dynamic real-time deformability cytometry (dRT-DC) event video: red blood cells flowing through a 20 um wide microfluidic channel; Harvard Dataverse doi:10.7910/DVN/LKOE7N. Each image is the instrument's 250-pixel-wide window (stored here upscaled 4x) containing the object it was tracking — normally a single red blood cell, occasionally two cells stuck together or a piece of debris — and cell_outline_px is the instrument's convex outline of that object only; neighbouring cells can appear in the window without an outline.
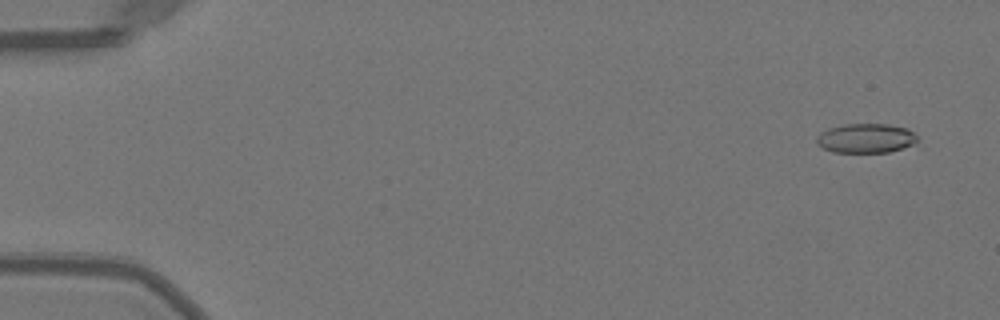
{"species": "Egyptian fruit bat (a non-hibernating species)", "species_latin": "Rousettus aegyptiacus", "temperature_condition": "warm", "stored_images_in_passage": 19, "camera_frame_rate_fps": 3000, "um_per_image_px": 0.085, "animal": {"sex": "female"}, "frame": {"image": 1, "passage_image": 3, "time_ms": 0.667, "image_size_px": [1000, 320], "cell_outline_px": [[920, 140], [912, 144], [888, 152], [832, 152], [816, 144], [816, 136], [820, 132], [828, 128], [844, 124], [888, 124], [908, 128], [920, 136]], "centroid_in_image_um": [73.61, 11.74], "position_along_channel_um": 11.4, "area_um2": 17.46}}
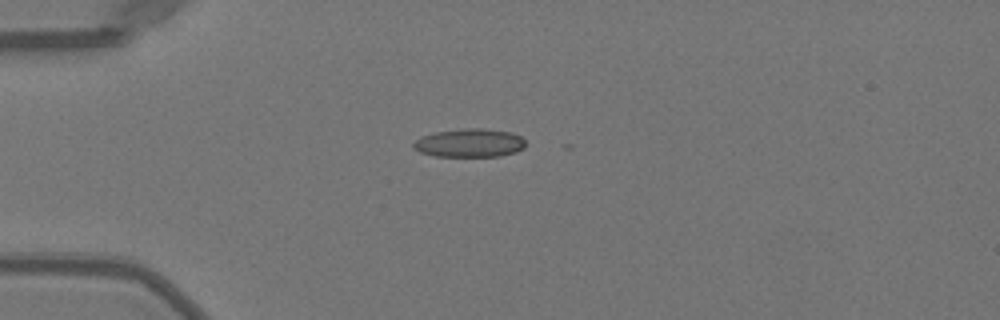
{"frame": {"image": 2, "passage_image": 14, "time_ms": 4.333, "image_size_px": [1000, 320], "cell_outline_px": [[524, 148], [516, 152], [500, 156], [436, 156], [420, 152], [412, 148], [412, 144], [420, 136], [436, 132], [460, 128], [484, 128], [512, 132], [520, 136], [524, 140]], "centroid_in_image_um": [39.9, 12.14], "position_along_channel_um": 45.1, "area_um2": 18.73}}
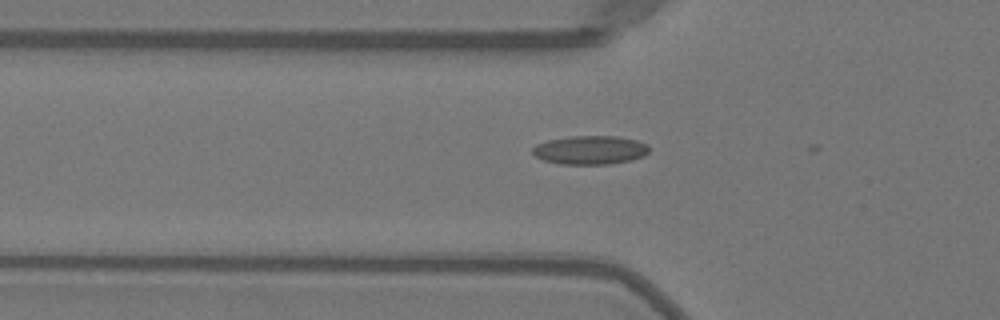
{"frame": {"image": 3, "passage_image": 18, "time_ms": 5.667, "image_size_px": [1000, 320], "cell_outline_px": [[648, 152], [644, 156], [632, 160], [608, 164], [560, 164], [544, 160], [536, 156], [532, 152], [532, 148], [536, 144], [548, 140], [572, 136], [616, 136], [636, 140], [648, 144]], "centroid_in_image_um": [50.17, 12.75], "position_along_channel_um": 75.6, "area_um2": 19.48}}